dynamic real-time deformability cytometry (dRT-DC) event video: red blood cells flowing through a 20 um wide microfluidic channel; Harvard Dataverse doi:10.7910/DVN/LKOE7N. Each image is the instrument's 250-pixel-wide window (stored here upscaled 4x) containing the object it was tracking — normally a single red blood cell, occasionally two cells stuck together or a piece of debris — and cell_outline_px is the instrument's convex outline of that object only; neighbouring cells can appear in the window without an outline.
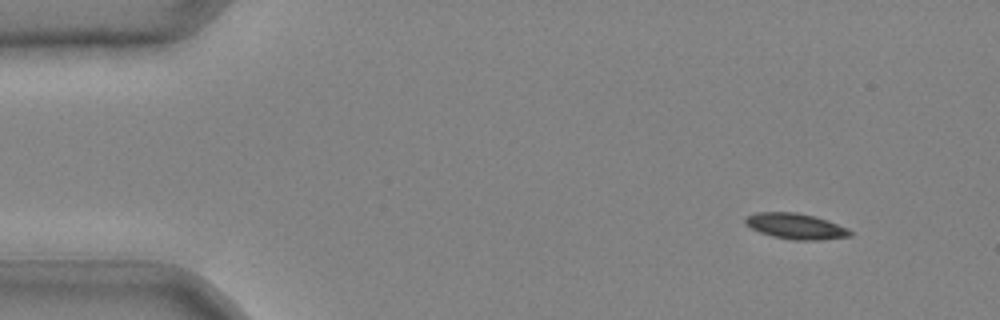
{"species": "common noctule bat (a hibernating species)", "species_latin": "Nyctalus noctula", "temperature_condition": "cold", "stored_images_in_passage": 39, "camera_frame_rate_fps": 3000, "um_per_image_px": 0.085, "animal": {"sex": "male", "body_mass_g": 20.4}, "frame": {"image": 1, "passage_image": 1, "time_ms": 0.0, "image_size_px": [1000, 320], "cell_outline_px": [[852, 236], [820, 240], [792, 240], [772, 236], [760, 232], [752, 228], [744, 220], [748, 216], [756, 212], [796, 212], [816, 216], [828, 220], [848, 228], [852, 232]], "centroid_in_image_um": [67.69, 19.23], "position_along_channel_um": 17.3, "area_um2": 15.72}}
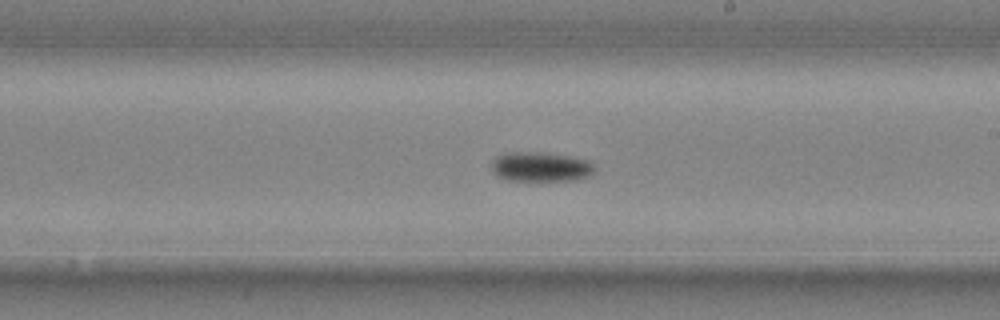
{"frame": {"image": 2, "passage_image": 22, "time_ms": 7.0, "image_size_px": [1000, 320], "cell_outline_px": [[596, 168], [592, 176], [576, 180], [508, 180], [496, 176], [492, 172], [492, 160], [496, 156], [504, 152], [540, 152], [568, 156], [588, 160]], "centroid_in_image_um": [45.95, 14.18], "position_along_channel_um": 243.0, "area_um2": 17.98}}
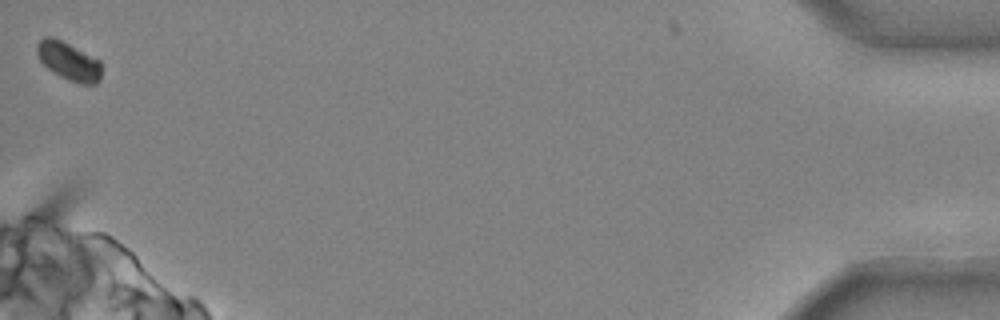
{"frame": {"image": 3, "passage_image": 39, "time_ms": 12.667, "image_size_px": [1000, 320], "cell_outline_px": [[100, 80], [96, 84], [80, 84], [68, 80], [52, 72], [40, 60], [36, 52], [36, 44], [44, 36], [52, 36], [100, 60]], "centroid_in_image_um": [5.82, 5.2], "position_along_channel_um": 429.4, "area_um2": 14.28}}